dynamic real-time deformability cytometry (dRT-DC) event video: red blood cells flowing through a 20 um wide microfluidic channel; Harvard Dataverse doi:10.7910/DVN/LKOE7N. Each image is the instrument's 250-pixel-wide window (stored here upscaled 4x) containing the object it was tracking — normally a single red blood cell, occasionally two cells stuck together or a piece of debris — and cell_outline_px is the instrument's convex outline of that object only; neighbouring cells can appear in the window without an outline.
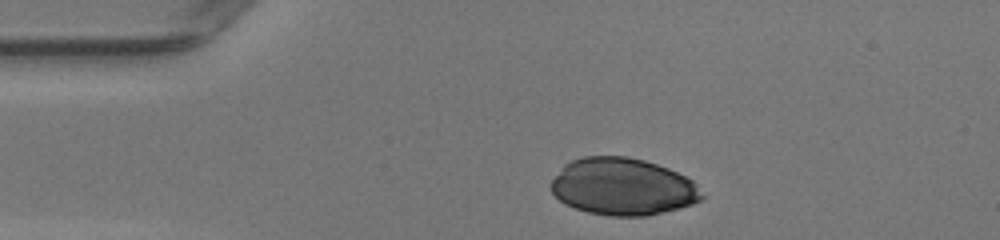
{"species": "human", "species_latin": "Homo sapiens", "temperature_condition": "warm", "stored_images_in_passage": 29, "camera_frame_rate_fps": 3000, "um_per_image_px": 0.085, "donor": {"sex": "female"}, "frame": {"image": 1, "passage_image": 1, "time_ms": 0.0, "image_size_px": [1000, 240], "cell_outline_px": [[704, 196], [700, 200], [692, 204], [664, 212], [648, 216], [612, 216], [588, 212], [564, 204], [552, 192], [552, 180], [564, 164], [572, 160], [584, 156], [624, 156], [644, 160], [668, 168], [692, 180], [696, 184]], "centroid_in_image_um": [52.93, 15.87], "position_along_channel_um": 32.1, "area_um2": 50.0}}
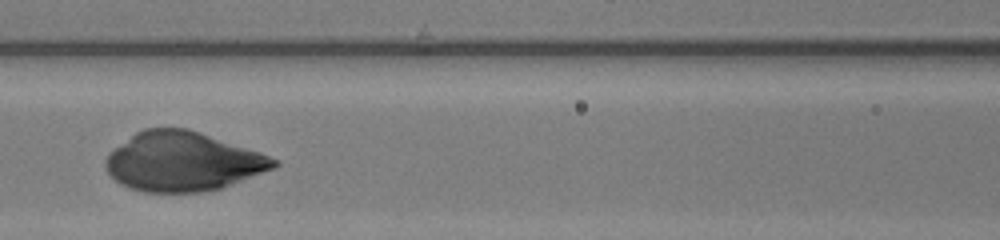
{"frame": {"image": 2, "passage_image": 13, "time_ms": 4.0, "image_size_px": [1000, 240], "cell_outline_px": [[280, 164], [276, 168], [220, 188], [204, 192], [144, 192], [120, 184], [108, 172], [104, 164], [108, 152], [136, 132], [144, 128], [188, 128], [260, 152], [280, 160]], "centroid_in_image_um": [15.55, 13.73], "position_along_channel_um": 151.1, "area_um2": 58.03}}
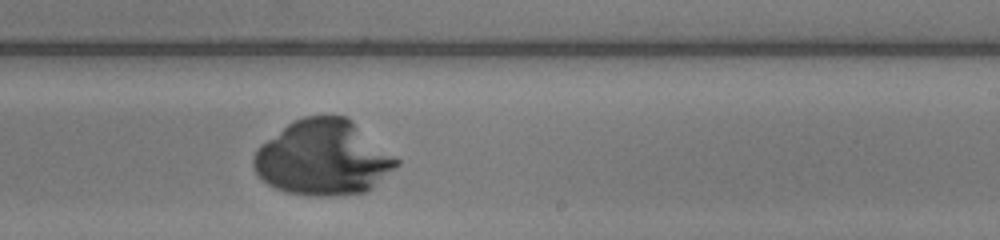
{"frame": {"image": 3, "passage_image": 21, "time_ms": 6.667, "image_size_px": [1000, 240], "cell_outline_px": [[400, 164], [372, 188], [364, 192], [336, 196], [312, 196], [288, 192], [276, 188], [268, 184], [256, 172], [252, 164], [252, 160], [260, 144], [288, 124], [304, 116], [344, 116], [352, 120], [400, 160]], "centroid_in_image_um": [27.48, 13.42], "position_along_channel_um": 261.5, "area_um2": 62.31}}